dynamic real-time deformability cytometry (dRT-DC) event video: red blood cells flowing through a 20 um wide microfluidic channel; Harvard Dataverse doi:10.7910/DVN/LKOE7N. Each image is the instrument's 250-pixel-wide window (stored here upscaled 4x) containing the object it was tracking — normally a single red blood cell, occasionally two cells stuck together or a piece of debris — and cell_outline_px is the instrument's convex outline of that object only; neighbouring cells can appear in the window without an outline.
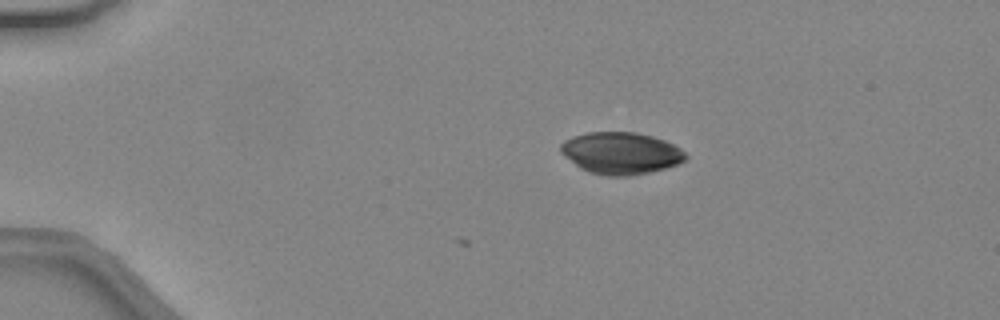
{"species": "common noctule bat (a hibernating species)", "species_latin": "Nyctalus noctula", "temperature_condition": "warm", "stored_images_in_passage": 5, "camera_frame_rate_fps": 3000, "um_per_image_px": 0.085, "animal": {"sex": "female", "body_mass_g": 24.6, "forearm_length_mm": 56.2}, "frame": {"image": 1, "passage_image": 1, "time_ms": 0.0, "image_size_px": [1000, 320], "cell_outline_px": [[688, 156], [680, 164], [648, 172], [628, 176], [608, 176], [588, 172], [580, 168], [564, 156], [560, 152], [560, 144], [564, 140], [572, 136], [588, 132], [636, 132], [652, 136], [664, 140], [680, 148]], "centroid_in_image_um": [52.75, 13.01], "position_along_channel_um": 32.2, "area_um2": 30.58}}